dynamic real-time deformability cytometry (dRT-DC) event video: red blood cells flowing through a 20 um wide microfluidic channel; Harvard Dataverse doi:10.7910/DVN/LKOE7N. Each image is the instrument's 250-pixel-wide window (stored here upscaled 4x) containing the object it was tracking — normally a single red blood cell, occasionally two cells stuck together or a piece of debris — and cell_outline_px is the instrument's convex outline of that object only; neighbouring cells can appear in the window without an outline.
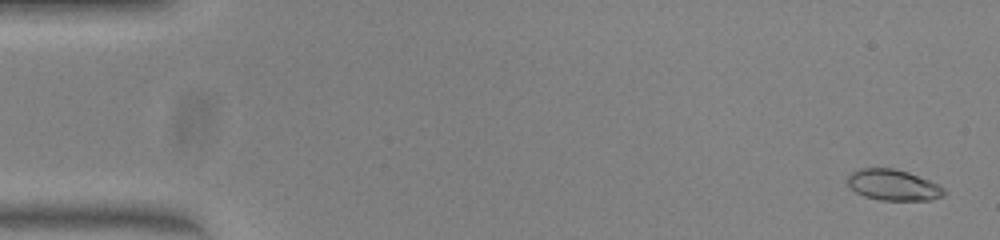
{"species": "common noctule bat (a hibernating species)", "species_latin": "Nyctalus noctula", "temperature_condition": "warm", "stored_images_in_passage": 51, "camera_frame_rate_fps": 3000, "um_per_image_px": 0.085, "animal": {"sex": "female", "body_mass_g": 23.0, "forearm_length_mm": 53.4}, "frame": {"image": 1, "passage_image": 2, "time_ms": 0.333, "image_size_px": [1000, 240], "cell_outline_px": [[944, 196], [932, 200], [880, 200], [864, 196], [856, 192], [848, 184], [848, 176], [852, 172], [860, 168], [892, 168], [908, 172], [928, 180], [944, 188]], "centroid_in_image_um": [75.92, 15.73], "position_along_channel_um": 9.1, "area_um2": 17.22}}
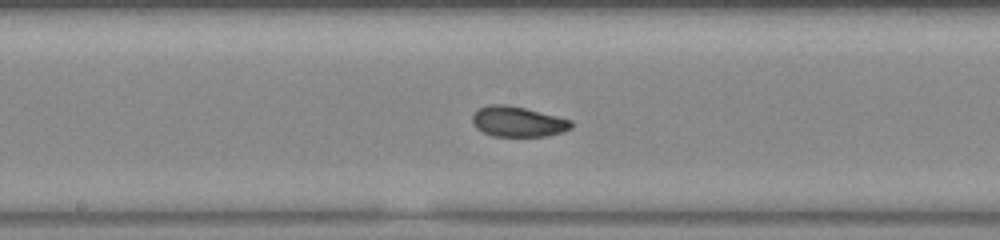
{"frame": {"image": 2, "passage_image": 27, "time_ms": 8.667, "image_size_px": [1000, 240], "cell_outline_px": [[572, 128], [548, 136], [492, 136], [476, 128], [472, 124], [472, 116], [480, 108], [488, 104], [504, 104], [524, 108], [572, 120]], "centroid_in_image_um": [44.0, 10.34], "position_along_channel_um": 204.2, "area_um2": 17.34}}
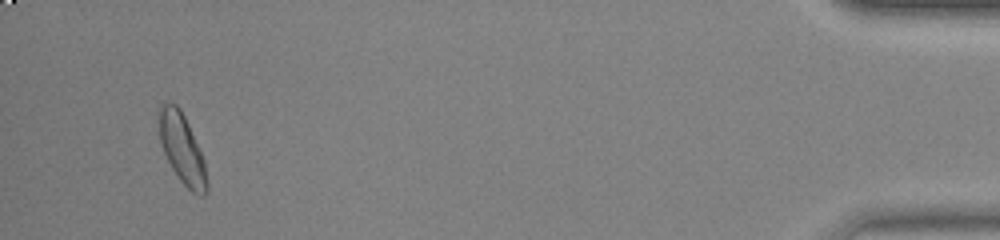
{"frame": {"image": 3, "passage_image": 49, "time_ms": 16.0, "image_size_px": [1000, 240], "cell_outline_px": [[208, 188], [204, 196], [200, 196], [192, 192], [180, 180], [172, 168], [160, 144], [156, 112], [160, 104], [176, 104], [180, 108], [188, 124], [204, 160], [208, 180]], "centroid_in_image_um": [15.45, 12.63], "position_along_channel_um": 419.8, "area_um2": 19.59}, "authors_computed_cell_mechanics": {"area_um2": 17.5712, "velocity_mm_per_s": 4.0187, "shape_relaxation_time_tau1_ms": null, "shape_relaxation_time_tau2_ms": 1.7734, "deformation_change_tau1": null, "deformation_change_tau2": 0.0553}}